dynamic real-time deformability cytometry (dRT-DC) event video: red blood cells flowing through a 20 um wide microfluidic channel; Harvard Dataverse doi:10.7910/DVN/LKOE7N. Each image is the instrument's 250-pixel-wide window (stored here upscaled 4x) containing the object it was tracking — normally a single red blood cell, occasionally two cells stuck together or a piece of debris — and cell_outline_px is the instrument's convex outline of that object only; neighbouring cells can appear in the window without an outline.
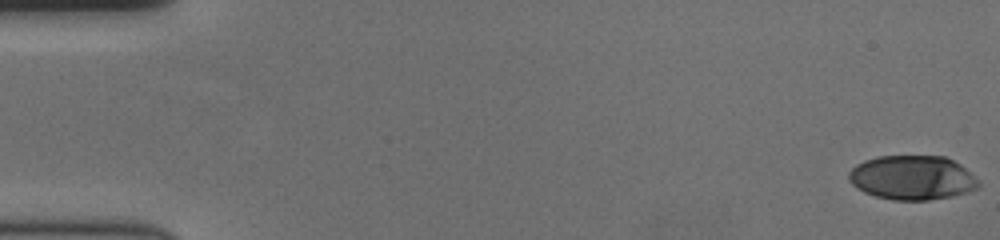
{"species": "human", "species_latin": "Homo sapiens", "temperature_condition": "cold", "stored_images_in_passage": 59, "camera_frame_rate_fps": 3000, "um_per_image_px": 0.085, "donor": {"sex": "female"}, "frame": {"image": 1, "passage_image": 1, "time_ms": 0.0, "image_size_px": [1000, 240], "cell_outline_px": [[980, 184], [976, 188], [968, 192], [952, 196], [928, 200], [892, 200], [876, 196], [864, 192], [856, 188], [848, 180], [848, 172], [856, 164], [864, 160], [876, 156], [944, 156], [960, 164]], "centroid_in_image_um": [77.48, 15.1], "position_along_channel_um": 7.5, "area_um2": 33.41}}
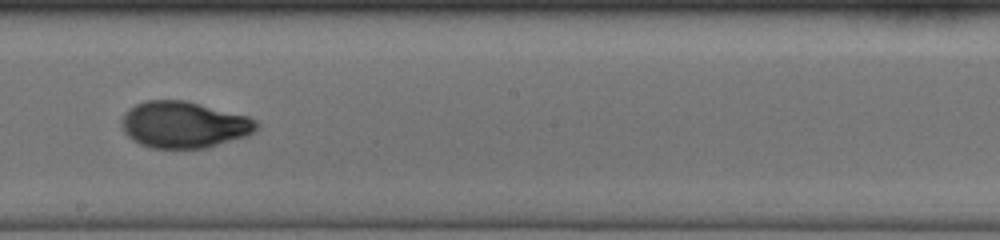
{"frame": {"image": 2, "passage_image": 34, "time_ms": 11.0, "image_size_px": [1000, 240], "cell_outline_px": [[260, 124], [248, 136], [204, 148], [152, 148], [140, 144], [132, 140], [124, 132], [120, 124], [120, 120], [124, 112], [128, 108], [144, 100], [184, 100], [248, 116], [256, 120]], "centroid_in_image_um": [15.59, 10.59], "position_along_channel_um": 232.6, "area_um2": 36.7}}
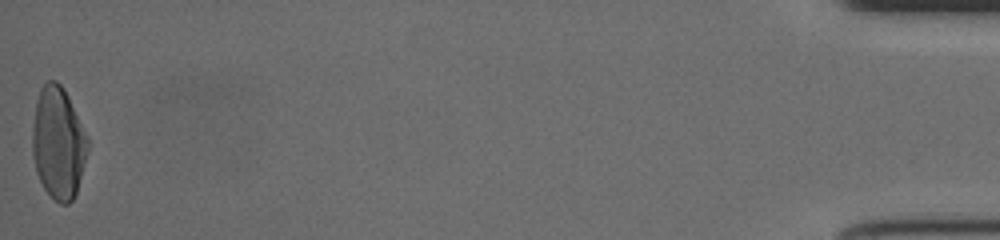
{"frame": {"image": 3, "passage_image": 59, "time_ms": 19.333, "image_size_px": [1000, 240], "cell_outline_px": [[88, 152], [76, 192], [72, 200], [68, 204], [60, 204], [44, 188], [36, 172], [32, 156], [32, 128], [36, 100], [40, 88], [48, 80], [56, 80], [64, 88], [88, 136]], "centroid_in_image_um": [4.94, 12.12], "position_along_channel_um": 430.3, "area_um2": 36.24}, "authors_computed_cell_mechanics": {"area_um2": 34.8534, "velocity_mm_per_s": 3.5631, "shape_relaxation_time_tau1_ms": 4.5688, "shape_relaxation_time_tau2_ms": 1.2202, "deformation_change_tau1": 0.1965, "deformation_change_tau2": 0.0482}}